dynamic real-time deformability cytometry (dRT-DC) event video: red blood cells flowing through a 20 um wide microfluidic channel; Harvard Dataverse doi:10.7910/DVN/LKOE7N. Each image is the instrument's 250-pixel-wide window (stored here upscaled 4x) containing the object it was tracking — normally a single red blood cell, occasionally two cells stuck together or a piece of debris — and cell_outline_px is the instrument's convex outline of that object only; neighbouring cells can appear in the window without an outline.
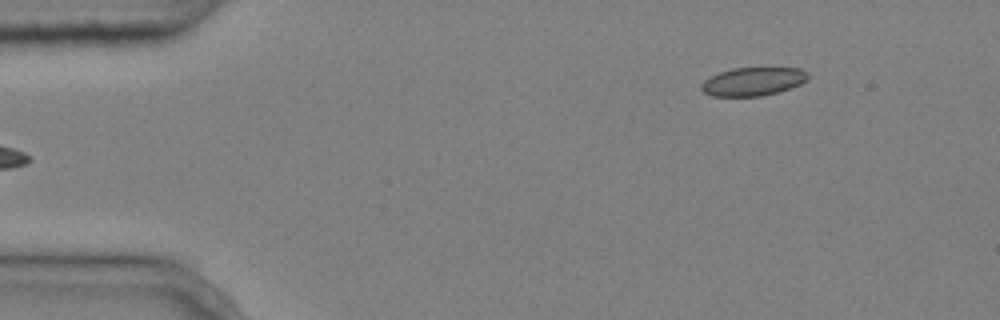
{"species": "common noctule bat (a hibernating species)", "species_latin": "Nyctalus noctula", "temperature_condition": "cold", "stored_images_in_passage": 4, "camera_frame_rate_fps": 3000, "um_per_image_px": 0.085, "animal": {"sex": "male", "body_mass_g": 20.4}, "frame": {"image": 1, "passage_image": 4, "time_ms": 1.0, "image_size_px": [1000, 320], "cell_outline_px": [[808, 80], [800, 84], [776, 92], [760, 96], [712, 96], [704, 92], [700, 88], [700, 84], [704, 80], [720, 72], [732, 68], [800, 68], [808, 72]], "centroid_in_image_um": [64.0, 6.92], "position_along_channel_um": 21.0, "area_um2": 17.51}}